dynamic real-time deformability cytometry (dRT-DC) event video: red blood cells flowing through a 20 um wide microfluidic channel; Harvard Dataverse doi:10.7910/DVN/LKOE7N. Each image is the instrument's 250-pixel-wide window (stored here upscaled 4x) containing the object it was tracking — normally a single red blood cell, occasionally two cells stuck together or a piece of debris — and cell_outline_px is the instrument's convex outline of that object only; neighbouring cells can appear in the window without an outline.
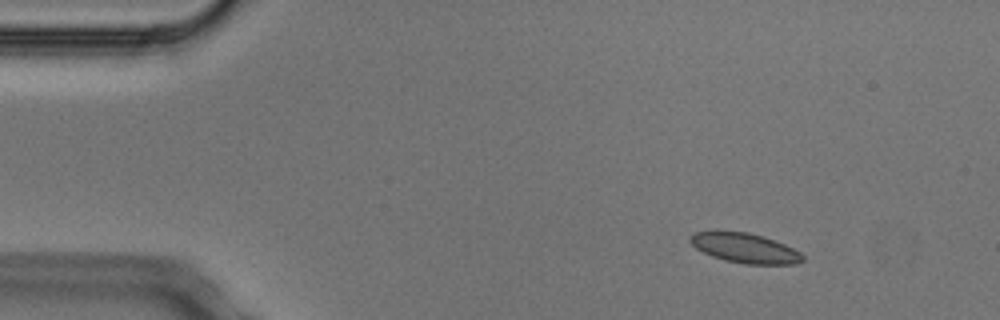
{"species": "Egyptian fruit bat (a non-hibernating species)", "species_latin": "Rousettus aegyptiacus", "temperature_condition": "cold", "stored_images_in_passage": 5, "segment_of_instrument_passage": [1, 2], "camera_frame_rate_fps": 3000, "um_per_image_px": 0.085, "animal": {"sex": "male"}, "frame": {"image": 1, "passage_image": 2, "time_ms": 0.333, "image_size_px": [1000, 320], "cell_outline_px": [[804, 260], [796, 264], [744, 264], [724, 260], [712, 256], [696, 248], [688, 240], [688, 236], [696, 232], [748, 232], [764, 236], [784, 244], [800, 252], [804, 256]], "centroid_in_image_um": [63.33, 21.09], "position_along_channel_um": 21.7, "area_um2": 19.36}}